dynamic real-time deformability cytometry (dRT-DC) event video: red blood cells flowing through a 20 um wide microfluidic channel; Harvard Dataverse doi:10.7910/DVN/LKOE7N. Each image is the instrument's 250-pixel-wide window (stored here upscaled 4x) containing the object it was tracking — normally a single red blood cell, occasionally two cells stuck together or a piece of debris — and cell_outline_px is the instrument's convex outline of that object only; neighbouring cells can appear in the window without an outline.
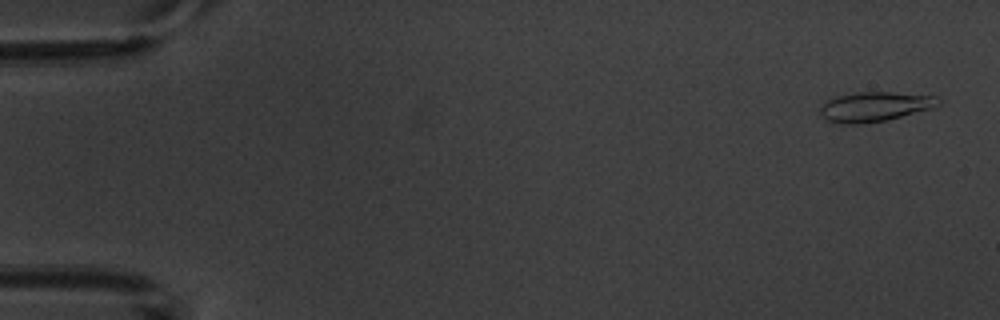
{"species": "common noctule bat (a hibernating species)", "species_latin": "Nyctalus noctula", "temperature_condition": "warm", "stored_images_in_passage": 4, "camera_frame_rate_fps": 3000, "um_per_image_px": 0.085, "animal": {"sex": "male", "body_mass_g": 20.1, "forearm_length_mm": 53.5}, "frame": {"image": 1, "passage_image": 1, "time_ms": 0.0, "image_size_px": [1000, 320], "cell_outline_px": [[940, 104], [932, 108], [888, 120], [864, 124], [840, 124], [824, 120], [820, 112], [820, 108], [824, 100], [836, 96], [856, 92], [892, 92], [936, 96], [940, 100]], "centroid_in_image_um": [74.3, 9.08], "position_along_channel_um": 10.7, "area_um2": 20.75}}